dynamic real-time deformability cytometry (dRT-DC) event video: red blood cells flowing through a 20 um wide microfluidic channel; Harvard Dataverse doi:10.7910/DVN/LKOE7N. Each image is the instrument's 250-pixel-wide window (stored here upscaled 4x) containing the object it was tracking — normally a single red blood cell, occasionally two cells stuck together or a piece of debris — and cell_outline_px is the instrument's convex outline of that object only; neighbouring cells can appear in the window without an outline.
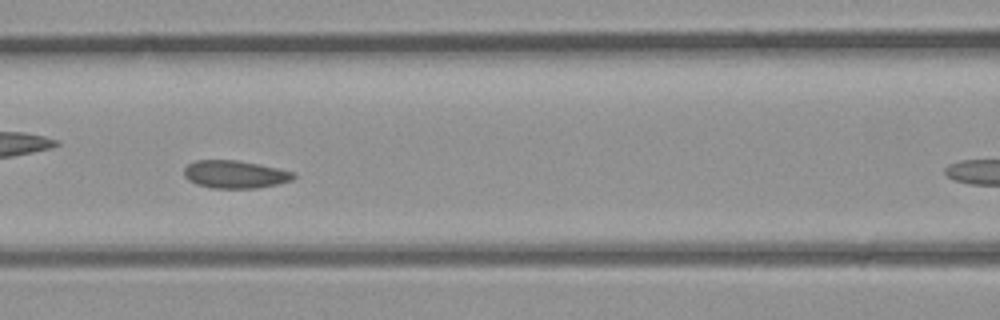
{"species": "common noctule bat (a hibernating species)", "species_latin": "Nyctalus noctula", "temperature_condition": "room temperature", "stored_images_in_passage": 22, "camera_frame_rate_fps": 3000, "um_per_image_px": 0.085, "animal": {"sex": "male", "body_mass_g": 23.1, "forearm_length_mm": 52.7}, "frame": {"image": 1, "passage_image": 10, "time_ms": 3.0, "image_size_px": [1000, 320], "cell_outline_px": [[296, 176], [292, 180], [280, 184], [256, 188], [212, 188], [196, 184], [188, 180], [184, 176], [184, 168], [188, 164], [196, 160], [236, 160], [260, 164], [296, 172]], "centroid_in_image_um": [20.0, 14.82], "position_along_channel_um": 146.6, "area_um2": 17.92}}
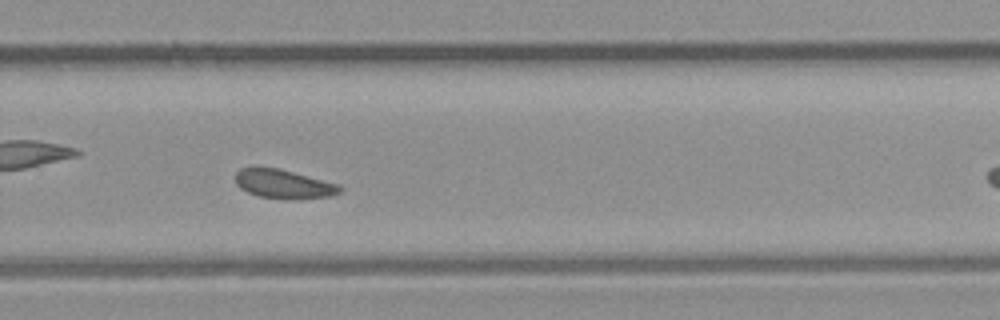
{"frame": {"image": 2, "passage_image": 19, "time_ms": 6.0, "image_size_px": [1000, 320], "cell_outline_px": [[344, 188], [340, 192], [328, 196], [292, 200], [260, 196], [248, 192], [240, 188], [236, 184], [236, 172], [240, 168], [252, 164], [260, 164], [280, 168], [340, 184]], "centroid_in_image_um": [24.07, 15.59], "position_along_channel_um": 305.7, "area_um2": 18.32}}